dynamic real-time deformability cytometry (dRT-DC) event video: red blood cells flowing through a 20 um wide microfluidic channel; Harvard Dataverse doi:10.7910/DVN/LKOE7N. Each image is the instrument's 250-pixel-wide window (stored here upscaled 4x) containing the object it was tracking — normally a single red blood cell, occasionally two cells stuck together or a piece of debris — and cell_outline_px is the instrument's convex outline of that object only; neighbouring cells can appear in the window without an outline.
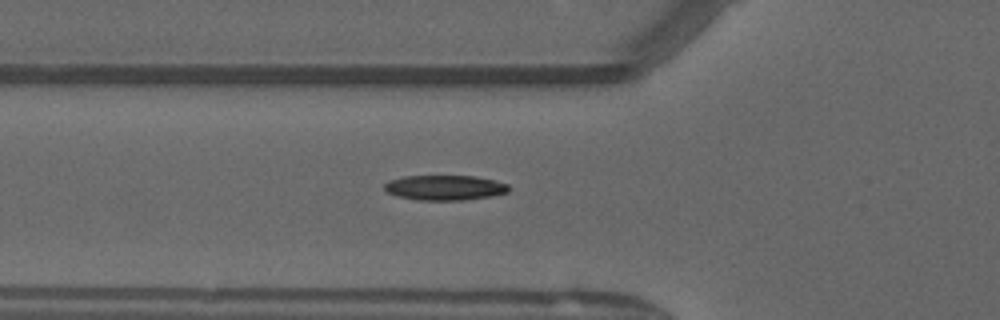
{"species": "common noctule bat (a hibernating species)", "species_latin": "Nyctalus noctula", "temperature_condition": "warm", "stored_images_in_passage": 52, "camera_frame_rate_fps": 3000, "um_per_image_px": 0.085, "animal": {"sex": "male", "forearm_length_mm": 52.5}, "frame": {"image": 1, "passage_image": 19, "time_ms": 6.0, "image_size_px": [1000, 320], "cell_outline_px": [[508, 192], [492, 196], [464, 200], [420, 200], [396, 196], [388, 192], [384, 188], [384, 184], [388, 180], [404, 176], [476, 176], [508, 184]], "centroid_in_image_um": [37.78, 15.95], "position_along_channel_um": 88.0, "area_um2": 18.09}}
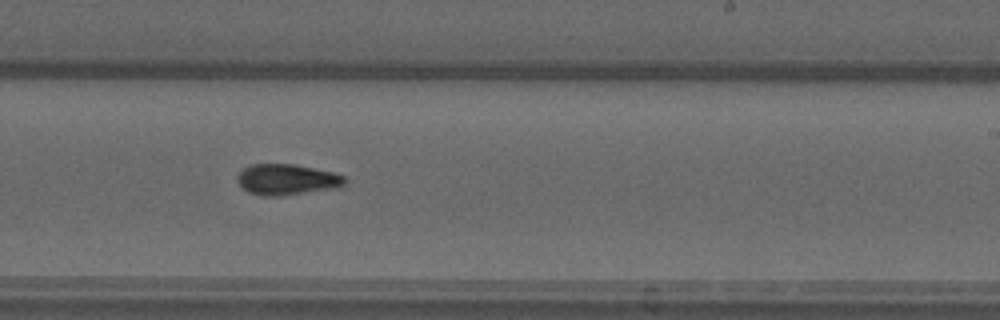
{"frame": {"image": 2, "passage_image": 32, "time_ms": 10.333, "image_size_px": [1000, 320], "cell_outline_px": [[348, 180], [340, 188], [280, 196], [260, 196], [248, 192], [236, 180], [236, 176], [244, 168], [252, 164], [292, 164], [332, 172], [344, 176]], "centroid_in_image_um": [24.4, 15.27], "position_along_channel_um": 264.6, "area_um2": 19.42}}
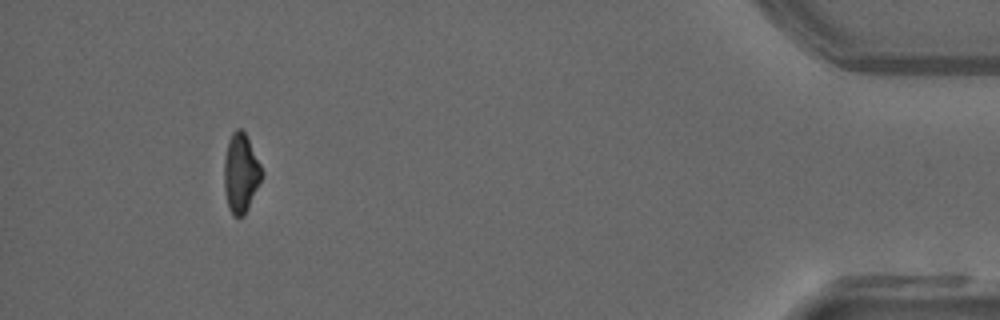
{"frame": {"image": 3, "passage_image": 48, "time_ms": 15.667, "image_size_px": [1000, 320], "cell_outline_px": [[264, 172], [248, 208], [244, 216], [232, 216], [228, 208], [224, 188], [224, 160], [228, 140], [232, 132], [236, 128], [240, 128], [244, 132]], "centroid_in_image_um": [20.45, 14.73], "position_along_channel_um": 414.8, "area_um2": 17.22}, "authors_computed_cell_mechanics": {"area_um2": 17.4845, "velocity_mm_per_s": 4.0723, "shape_relaxation_time_tau1_ms": null, "shape_relaxation_time_tau2_ms": 5.8602, "deformation_change_tau1": null, "deformation_change_tau2": 0.143}}